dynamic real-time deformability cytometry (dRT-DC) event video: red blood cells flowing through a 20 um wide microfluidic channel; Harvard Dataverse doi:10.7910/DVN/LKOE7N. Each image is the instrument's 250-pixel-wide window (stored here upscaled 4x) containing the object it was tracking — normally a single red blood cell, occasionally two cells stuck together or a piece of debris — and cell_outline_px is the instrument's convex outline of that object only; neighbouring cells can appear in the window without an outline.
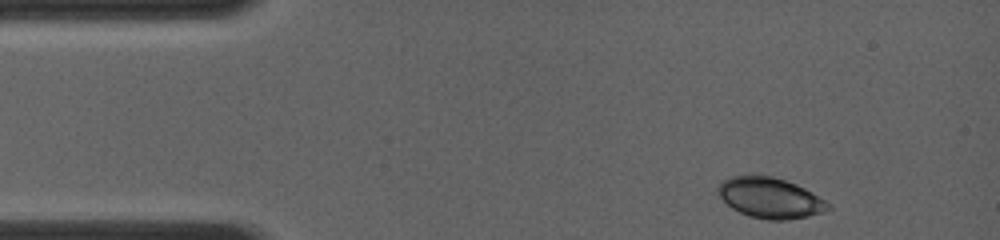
{"species": "common noctule bat (a hibernating species)", "species_latin": "Nyctalus noctula", "temperature_condition": "room temperature", "stored_images_in_passage": 6, "camera_frame_rate_fps": 4000, "um_per_image_px": 0.085, "animal": {"sex": "female", "body_mass_g": 19.0, "forearm_length_mm": 56.7}, "frame": {"image": 1, "passage_image": 1, "time_ms": 0.0, "image_size_px": [1000, 240], "cell_outline_px": [[832, 208], [824, 212], [808, 216], [788, 220], [768, 220], [748, 216], [732, 208], [716, 192], [720, 180], [732, 176], [772, 176], [796, 184], [804, 188], [832, 204]], "centroid_in_image_um": [65.47, 16.83], "position_along_channel_um": 19.5, "area_um2": 26.01}}
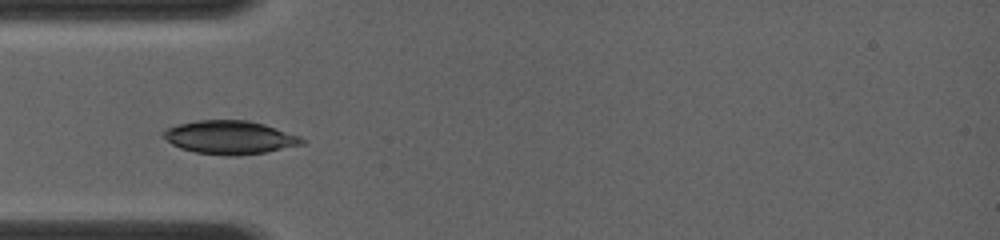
{"frame": {"image": 2, "passage_image": 5, "time_ms": 2.75, "image_size_px": [1000, 240], "cell_outline_px": [[304, 144], [264, 152], [240, 156], [224, 156], [196, 152], [180, 148], [172, 144], [160, 136], [160, 132], [164, 128], [196, 120], [248, 120], [264, 124], [300, 136], [304, 140]], "centroid_in_image_um": [19.48, 11.68], "position_along_channel_um": 65.5, "area_um2": 27.17}}
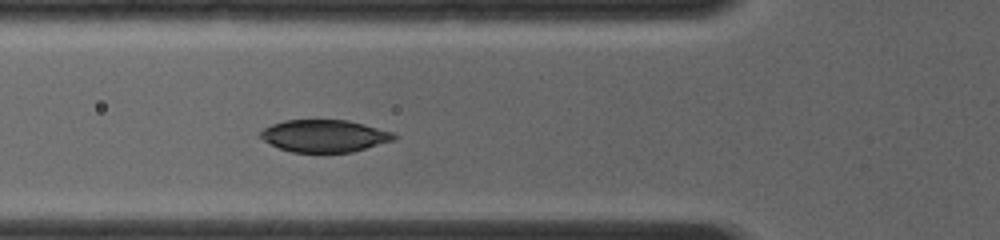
{"frame": {"image": 3, "passage_image": 6, "time_ms": 3.5, "image_size_px": [1000, 240], "cell_outline_px": [[396, 136], [392, 140], [352, 152], [292, 152], [280, 148], [264, 140], [260, 136], [260, 132], [264, 128], [272, 124], [284, 120], [348, 120], [364, 124], [392, 132]], "centroid_in_image_um": [27.55, 11.54], "position_along_channel_um": 98.3, "area_um2": 24.74}}